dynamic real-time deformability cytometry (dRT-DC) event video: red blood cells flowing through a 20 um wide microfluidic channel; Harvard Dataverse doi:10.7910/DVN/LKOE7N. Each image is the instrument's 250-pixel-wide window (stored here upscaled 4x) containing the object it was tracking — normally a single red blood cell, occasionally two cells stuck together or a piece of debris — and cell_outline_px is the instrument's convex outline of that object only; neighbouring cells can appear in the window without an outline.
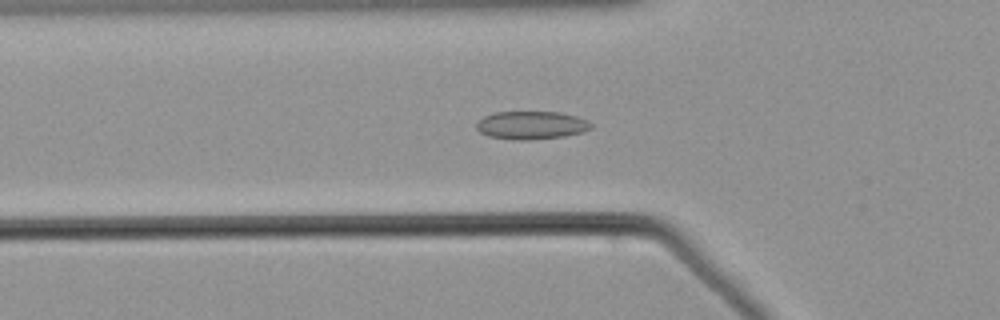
{"species": "common noctule bat (a hibernating species)", "species_latin": "Nyctalus noctula", "temperature_condition": "warm", "stored_images_in_passage": 47, "camera_frame_rate_fps": 3000, "um_per_image_px": 0.085, "animal": {"sex": "male", "body_mass_g": 21.5, "forearm_length_mm": 52.0}, "frame": {"image": 1, "passage_image": 16, "time_ms": 5.0, "image_size_px": [1000, 320], "cell_outline_px": [[592, 128], [584, 132], [564, 136], [528, 140], [512, 140], [488, 136], [480, 132], [476, 128], [476, 124], [484, 116], [496, 112], [560, 112], [576, 116], [588, 120], [592, 124]], "centroid_in_image_um": [45.18, 10.65], "position_along_channel_um": 80.6, "area_um2": 18.84}}
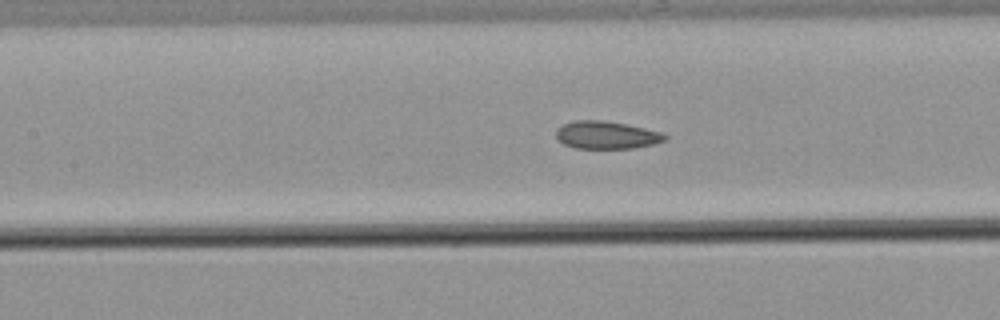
{"frame": {"image": 2, "passage_image": 22, "time_ms": 7.0, "image_size_px": [1000, 320], "cell_outline_px": [[668, 136], [664, 140], [652, 144], [632, 148], [576, 148], [564, 144], [556, 136], [556, 128], [564, 124], [576, 120], [600, 120], [624, 124], [644, 128], [660, 132]], "centroid_in_image_um": [51.52, 11.47], "position_along_channel_um": 155.9, "area_um2": 17.22}}
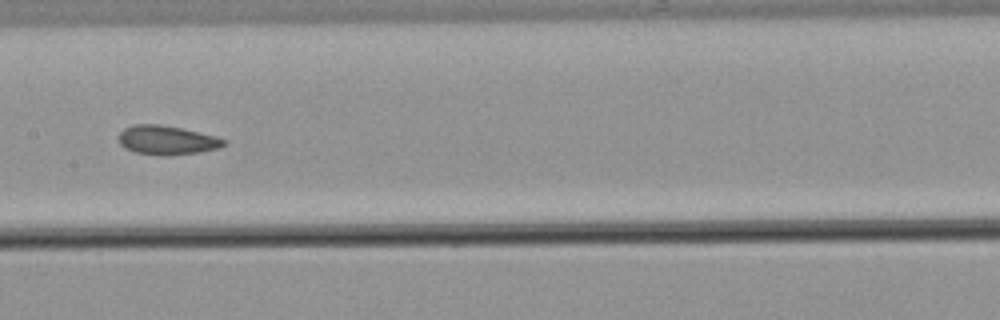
{"frame": {"image": 3, "passage_image": 25, "time_ms": 8.0, "image_size_px": [1000, 320], "cell_outline_px": [[228, 144], [220, 148], [200, 152], [168, 156], [160, 156], [136, 152], [124, 148], [120, 144], [120, 132], [124, 128], [132, 124], [160, 124], [180, 128], [216, 136], [228, 140]], "centroid_in_image_um": [14.23, 11.92], "position_along_channel_um": 193.2, "area_um2": 18.03}}